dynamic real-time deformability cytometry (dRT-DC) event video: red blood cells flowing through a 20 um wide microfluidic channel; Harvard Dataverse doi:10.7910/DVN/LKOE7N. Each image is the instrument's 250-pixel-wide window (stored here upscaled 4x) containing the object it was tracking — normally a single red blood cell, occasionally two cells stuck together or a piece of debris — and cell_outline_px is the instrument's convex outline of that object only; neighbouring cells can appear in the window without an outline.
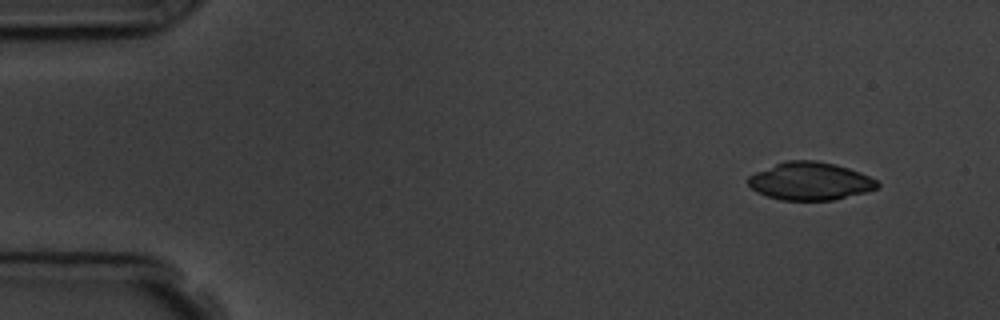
{"species": "common noctule bat (a hibernating species)", "species_latin": "Nyctalus noctula", "temperature_condition": "room temperature", "stored_images_in_passage": 3, "camera_frame_rate_fps": 3000, "um_per_image_px": 0.085, "animal": {"sex": "male", "body_mass_g": 19.5, "forearm_length_mm": 54.6}, "frame": {"image": 1, "passage_image": 1, "time_ms": 0.0, "image_size_px": [1000, 320], "cell_outline_px": [[880, 188], [832, 200], [780, 200], [756, 192], [748, 184], [748, 176], [756, 172], [784, 160], [816, 160], [836, 164], [860, 172], [876, 180], [880, 184]], "centroid_in_image_um": [68.85, 15.39], "position_along_channel_um": 16.1, "area_um2": 28.5}}